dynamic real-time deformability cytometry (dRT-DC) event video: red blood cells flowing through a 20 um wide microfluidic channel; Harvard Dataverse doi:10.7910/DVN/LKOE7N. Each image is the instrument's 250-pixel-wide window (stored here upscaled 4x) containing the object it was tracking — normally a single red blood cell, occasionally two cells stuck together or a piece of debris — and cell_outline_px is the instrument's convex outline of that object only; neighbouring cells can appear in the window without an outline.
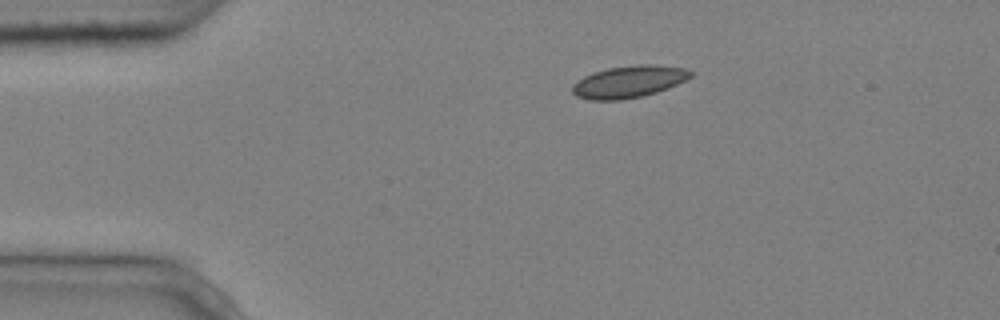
{"species": "common noctule bat (a hibernating species)", "species_latin": "Nyctalus noctula", "temperature_condition": "cold", "stored_images_in_passage": 3, "camera_frame_rate_fps": 3000, "um_per_image_px": 0.085, "animal": {"sex": "male", "body_mass_g": 20.4}, "frame": {"image": 1, "passage_image": 1, "time_ms": 0.0, "image_size_px": [1000, 320], "cell_outline_px": [[696, 72], [692, 76], [668, 88], [644, 96], [620, 100], [588, 100], [576, 96], [572, 92], [572, 84], [576, 80], [592, 72], [608, 68], [640, 64], [648, 64], [684, 68]], "centroid_in_image_um": [53.42, 6.95], "position_along_channel_um": 31.6, "area_um2": 22.2}}
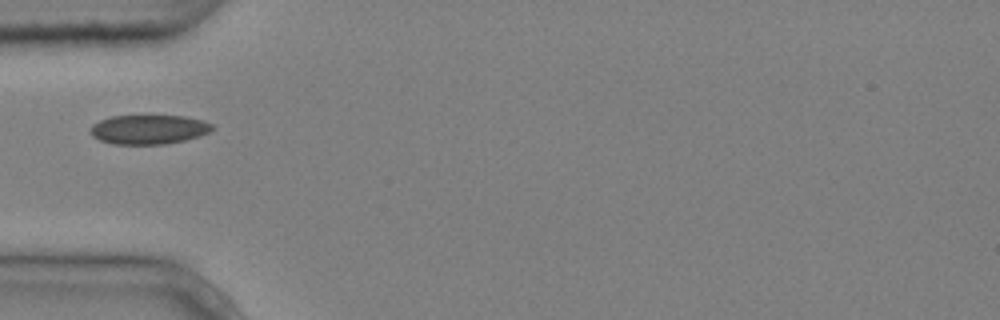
{"frame": {"image": 2, "passage_image": 3, "time_ms": 0.667, "image_size_px": [1000, 320], "cell_outline_px": [[216, 128], [200, 136], [184, 140], [164, 144], [112, 144], [100, 140], [92, 136], [88, 132], [88, 128], [92, 124], [100, 120], [112, 116], [184, 116], [204, 120], [212, 124]], "centroid_in_image_um": [12.62, 11.0], "position_along_channel_um": 72.4, "area_um2": 20.98}}